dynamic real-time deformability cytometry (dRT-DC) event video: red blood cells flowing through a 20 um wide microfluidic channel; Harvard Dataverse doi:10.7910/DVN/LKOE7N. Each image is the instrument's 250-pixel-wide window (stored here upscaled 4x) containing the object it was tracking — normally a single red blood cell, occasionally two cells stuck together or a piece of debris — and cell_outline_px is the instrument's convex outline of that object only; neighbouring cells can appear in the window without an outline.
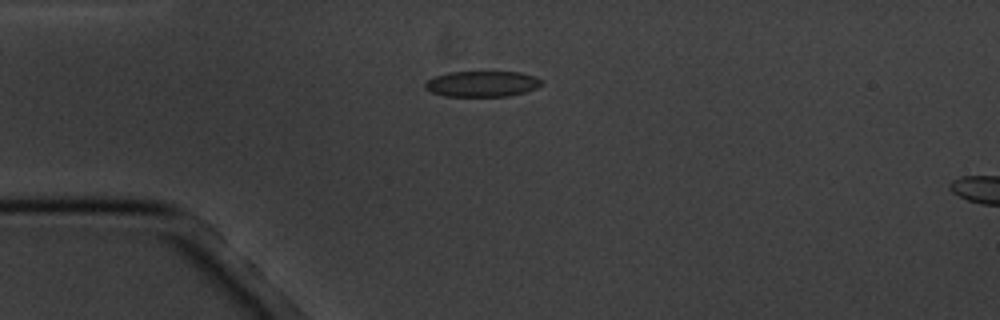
{"species": "common noctule bat (a hibernating species)", "species_latin": "Nyctalus noctula", "temperature_condition": "cold", "stored_images_in_passage": 5, "camera_frame_rate_fps": 3000, "um_per_image_px": 0.085, "animal": {"sex": "male", "body_mass_g": 20.1, "forearm_length_mm": 53.5}, "frame": {"image": 1, "passage_image": 2, "time_ms": 1.333, "image_size_px": [1000, 320], "cell_outline_px": [[544, 84], [536, 88], [524, 92], [508, 96], [444, 96], [432, 92], [424, 88], [424, 84], [428, 80], [436, 76], [448, 72], [520, 72], [536, 76], [544, 80]], "centroid_in_image_um": [41.02, 7.12], "position_along_channel_um": 44.0, "area_um2": 17.57}}
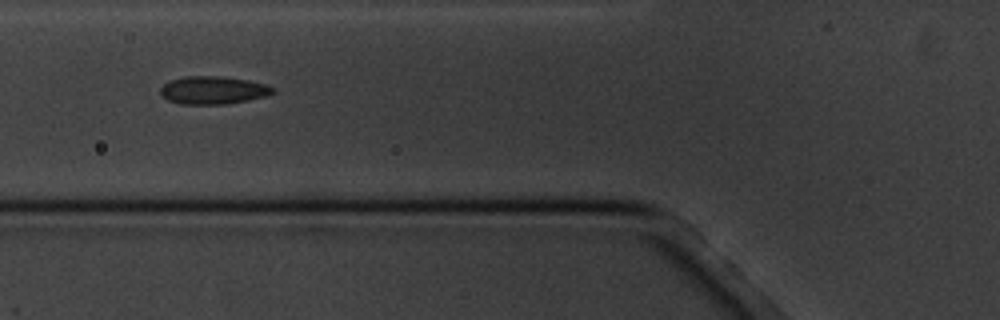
{"frame": {"image": 2, "passage_image": 4, "time_ms": 3.667, "image_size_px": [1000, 320], "cell_outline_px": [[276, 92], [268, 96], [248, 100], [224, 104], [180, 104], [168, 100], [160, 92], [160, 88], [164, 84], [172, 80], [184, 76], [220, 76], [248, 80], [264, 84], [276, 88]], "centroid_in_image_um": [18.15, 7.67], "position_along_channel_um": 107.6, "area_um2": 18.26}}
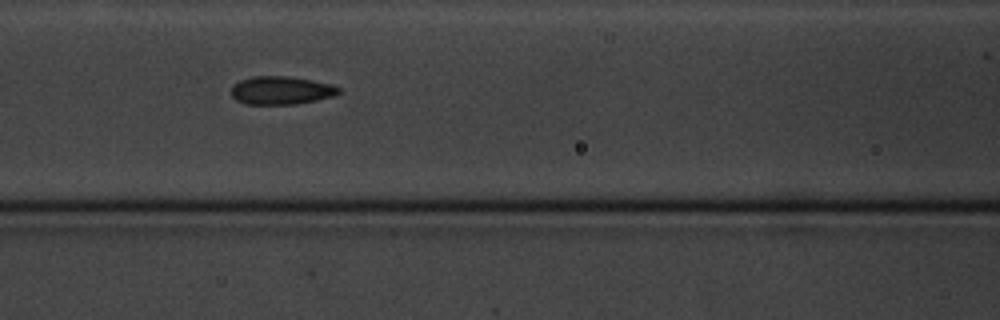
{"frame": {"image": 3, "passage_image": 5, "time_ms": 4.667, "image_size_px": [1000, 320], "cell_outline_px": [[340, 92], [336, 96], [296, 104], [244, 104], [236, 100], [232, 96], [232, 88], [240, 80], [252, 76], [284, 76], [312, 80], [332, 84], [340, 88]], "centroid_in_image_um": [23.92, 7.69], "position_along_channel_um": 142.7, "area_um2": 17.63}}